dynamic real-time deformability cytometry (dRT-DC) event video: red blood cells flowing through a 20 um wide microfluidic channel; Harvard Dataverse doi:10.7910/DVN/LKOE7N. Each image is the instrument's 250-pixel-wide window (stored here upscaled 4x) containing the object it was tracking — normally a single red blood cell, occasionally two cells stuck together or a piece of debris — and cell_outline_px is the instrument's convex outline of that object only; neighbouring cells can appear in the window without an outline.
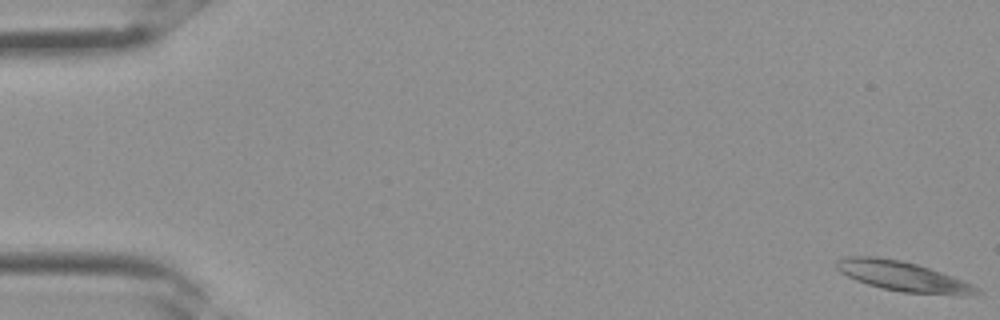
{"species": "Egyptian fruit bat (a non-hibernating species)", "species_latin": "Rousettus aegyptiacus", "temperature_condition": "room temperature", "stored_images_in_passage": 8, "camera_frame_rate_fps": 3000, "um_per_image_px": 0.085, "frame": {"image": 1, "passage_image": 1, "time_ms": 0.0, "image_size_px": [1000, 320], "cell_outline_px": [[984, 292], [904, 292], [880, 288], [856, 280], [840, 272], [836, 268], [836, 260], [844, 256], [880, 256], [900, 260], [916, 264], [952, 276], [972, 284], [980, 288]], "centroid_in_image_um": [76.55, 23.42], "position_along_channel_um": 8.5, "area_um2": 23.35}}